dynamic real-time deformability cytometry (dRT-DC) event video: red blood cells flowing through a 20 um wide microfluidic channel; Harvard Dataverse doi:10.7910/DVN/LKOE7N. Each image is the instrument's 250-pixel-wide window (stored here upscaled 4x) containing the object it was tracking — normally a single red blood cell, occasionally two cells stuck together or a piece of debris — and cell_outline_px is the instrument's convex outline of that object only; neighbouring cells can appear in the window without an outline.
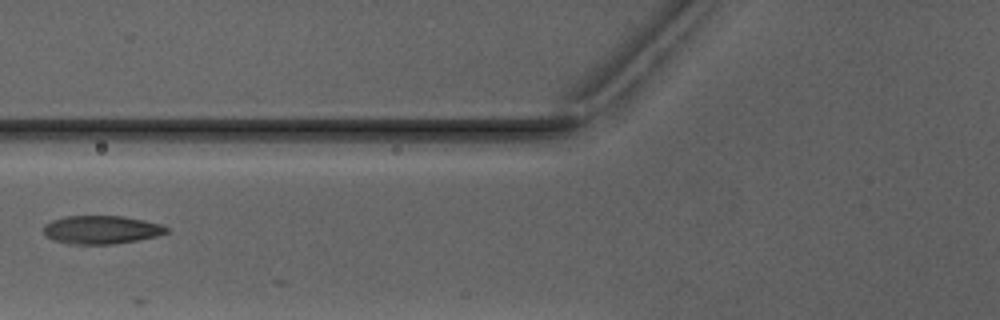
{"species": "Egyptian fruit bat (a non-hibernating species)", "species_latin": "Rousettus aegyptiacus", "temperature_condition": "warm", "stored_images_in_passage": 4, "camera_frame_rate_fps": 3000, "um_per_image_px": 0.085, "animal": {"sex": "male"}, "frame": {"image": 1, "passage_image": 4, "time_ms": 4.667, "image_size_px": [1000, 320], "cell_outline_px": [[168, 232], [156, 236], [116, 244], [68, 244], [52, 240], [44, 236], [44, 224], [52, 220], [68, 216], [124, 216], [144, 220], [160, 224], [168, 228]], "centroid_in_image_um": [8.58, 19.53], "position_along_channel_um": 117.2, "area_um2": 20.35}}